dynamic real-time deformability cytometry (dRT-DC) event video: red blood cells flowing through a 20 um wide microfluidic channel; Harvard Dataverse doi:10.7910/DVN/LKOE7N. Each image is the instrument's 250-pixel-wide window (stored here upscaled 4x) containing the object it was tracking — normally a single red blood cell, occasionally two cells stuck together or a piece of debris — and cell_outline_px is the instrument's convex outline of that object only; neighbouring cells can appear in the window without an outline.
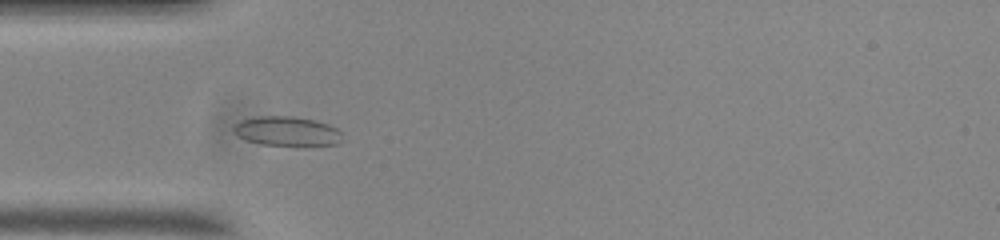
{"species": "common noctule bat (a hibernating species)", "species_latin": "Nyctalus noctula", "temperature_condition": "room temperature", "stored_images_in_passage": 46, "camera_frame_rate_fps": 3000, "um_per_image_px": 0.085, "animal": {"sex": "male", "body_mass_g": 20.0, "forearm_length_mm": 53.3}, "frame": {"image": 1, "passage_image": 7, "time_ms": 2.0, "image_size_px": [1000, 240], "cell_outline_px": [[344, 140], [340, 144], [304, 148], [260, 144], [244, 140], [236, 136], [232, 132], [232, 128], [240, 120], [256, 116], [292, 116], [316, 120], [328, 124], [336, 128], [340, 132]], "centroid_in_image_um": [24.42, 11.2], "position_along_channel_um": 60.6, "area_um2": 19.77}}
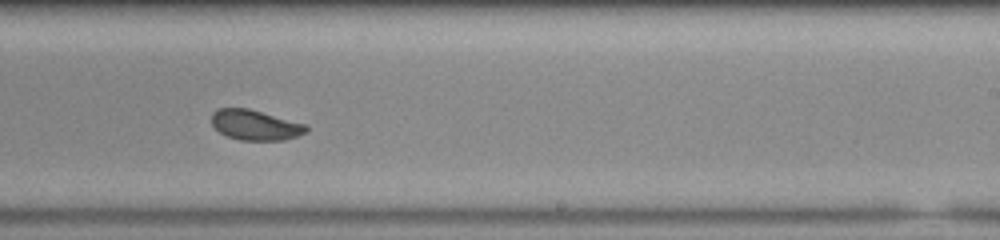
{"frame": {"image": 2, "passage_image": 24, "time_ms": 7.667, "image_size_px": [1000, 240], "cell_outline_px": [[308, 132], [284, 140], [240, 140], [228, 136], [220, 132], [212, 124], [212, 112], [216, 108], [248, 108], [308, 124]], "centroid_in_image_um": [21.73, 10.62], "position_along_channel_um": 267.3, "area_um2": 16.76}}
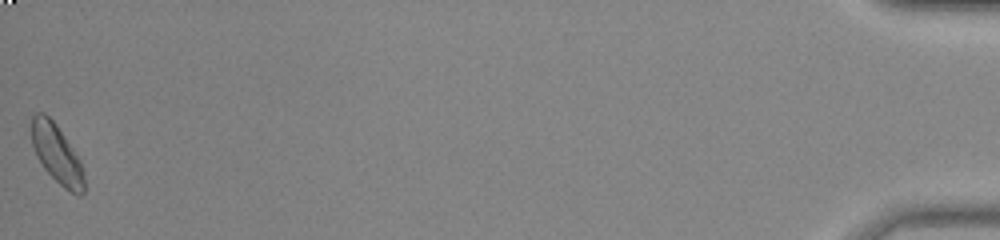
{"frame": {"image": 3, "passage_image": 46, "time_ms": 15.0, "image_size_px": [1000, 240], "cell_outline_px": [[84, 192], [80, 196], [64, 188], [44, 168], [36, 156], [32, 144], [32, 116], [36, 112], [44, 112], [56, 124], [80, 160], [84, 176]], "centroid_in_image_um": [4.82, 13.08], "position_along_channel_um": 430.4, "area_um2": 17.74}}